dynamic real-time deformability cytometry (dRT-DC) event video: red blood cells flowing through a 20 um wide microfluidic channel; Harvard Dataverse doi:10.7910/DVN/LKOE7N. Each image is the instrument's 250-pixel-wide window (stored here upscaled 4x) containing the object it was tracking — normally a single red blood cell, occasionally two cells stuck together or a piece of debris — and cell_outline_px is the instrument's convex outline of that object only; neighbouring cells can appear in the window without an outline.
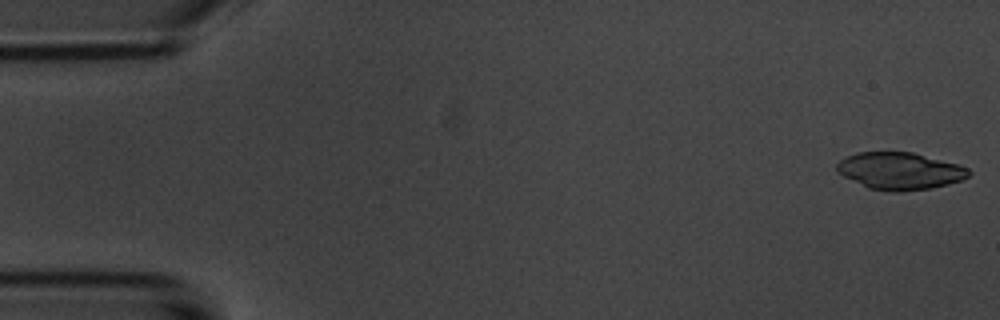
{"species": "common noctule bat (a hibernating species)", "species_latin": "Nyctalus noctula", "temperature_condition": "room temperature", "stored_images_in_passage": 53, "camera_frame_rate_fps": 3000, "um_per_image_px": 0.085, "animal": {"sex": "male", "body_mass_g": 20.1, "forearm_length_mm": 53.5}, "frame": {"image": 1, "passage_image": 1, "time_ms": 0.0, "image_size_px": [1000, 320], "cell_outline_px": [[972, 172], [968, 176], [960, 180], [948, 184], [928, 188], [900, 192], [892, 192], [868, 188], [844, 176], [836, 168], [836, 164], [840, 160], [856, 152], [912, 152], [956, 164], [968, 168]], "centroid_in_image_um": [76.47, 14.53], "position_along_channel_um": 8.5, "area_um2": 28.21}, "authors_computed_cell_mechanics": {"area_um2": 28.4954, "velocity_mm_per_s": 3.706, "shape_relaxation_time_tau1_ms": 1.4557, "shape_relaxation_time_tau2_ms": 4.0963, "deformation_change_tau1": 0.2747, "deformation_change_tau2": 0.128}}